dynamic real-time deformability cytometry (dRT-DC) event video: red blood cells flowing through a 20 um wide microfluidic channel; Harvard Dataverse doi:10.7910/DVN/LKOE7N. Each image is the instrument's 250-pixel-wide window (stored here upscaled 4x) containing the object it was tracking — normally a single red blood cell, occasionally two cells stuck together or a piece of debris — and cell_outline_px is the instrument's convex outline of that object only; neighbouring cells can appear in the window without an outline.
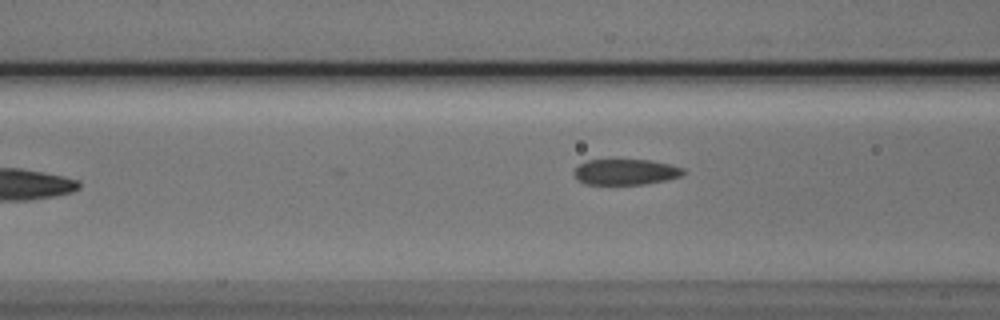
{"species": "Egyptian fruit bat (a non-hibernating species)", "species_latin": "Rousettus aegyptiacus", "temperature_condition": "cold", "stored_images_in_passage": 6, "camera_frame_rate_fps": 3000, "um_per_image_px": 0.085, "animal": {"sex": "male"}, "frame": {"image": 1, "passage_image": 4, "time_ms": 1.0, "image_size_px": [1000, 320], "cell_outline_px": [[684, 172], [680, 176], [664, 180], [644, 184], [584, 184], [572, 172], [580, 164], [588, 160], [652, 160], [684, 168]], "centroid_in_image_um": [53.17, 14.61], "position_along_channel_um": 113.4, "area_um2": 16.13}}